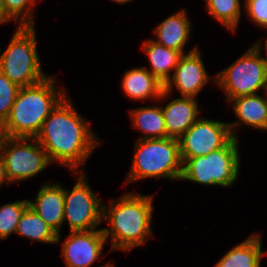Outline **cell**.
Instances as JSON below:
<instances>
[{"label": "cell", "mask_w": 267, "mask_h": 267, "mask_svg": "<svg viewBox=\"0 0 267 267\" xmlns=\"http://www.w3.org/2000/svg\"><path fill=\"white\" fill-rule=\"evenodd\" d=\"M197 98L177 97L162 106L167 137L180 138L200 117Z\"/></svg>", "instance_id": "obj_16"}, {"label": "cell", "mask_w": 267, "mask_h": 267, "mask_svg": "<svg viewBox=\"0 0 267 267\" xmlns=\"http://www.w3.org/2000/svg\"><path fill=\"white\" fill-rule=\"evenodd\" d=\"M191 24V19H189L185 9H181L162 20L152 30L156 37L153 40L167 48L181 52L183 55L194 52L198 49V45L188 52L185 51V45L189 42L192 33Z\"/></svg>", "instance_id": "obj_15"}, {"label": "cell", "mask_w": 267, "mask_h": 267, "mask_svg": "<svg viewBox=\"0 0 267 267\" xmlns=\"http://www.w3.org/2000/svg\"><path fill=\"white\" fill-rule=\"evenodd\" d=\"M233 138L228 122L200 118L180 137L181 158L207 155L223 148Z\"/></svg>", "instance_id": "obj_10"}, {"label": "cell", "mask_w": 267, "mask_h": 267, "mask_svg": "<svg viewBox=\"0 0 267 267\" xmlns=\"http://www.w3.org/2000/svg\"><path fill=\"white\" fill-rule=\"evenodd\" d=\"M209 15L215 18L224 28L236 33L242 12L241 0H205Z\"/></svg>", "instance_id": "obj_22"}, {"label": "cell", "mask_w": 267, "mask_h": 267, "mask_svg": "<svg viewBox=\"0 0 267 267\" xmlns=\"http://www.w3.org/2000/svg\"><path fill=\"white\" fill-rule=\"evenodd\" d=\"M10 184V182L7 179L6 176V170H5V164H4V160L0 154V187L4 184Z\"/></svg>", "instance_id": "obj_28"}, {"label": "cell", "mask_w": 267, "mask_h": 267, "mask_svg": "<svg viewBox=\"0 0 267 267\" xmlns=\"http://www.w3.org/2000/svg\"><path fill=\"white\" fill-rule=\"evenodd\" d=\"M264 30H267V29H264ZM266 40H265V42H264V44L262 45V41L261 40H258L256 43L254 42V44H253V46L254 47H256L257 49H261L262 47H264L265 49V51H264V53H265V56H263L265 59H266V61H267V37L265 38Z\"/></svg>", "instance_id": "obj_29"}, {"label": "cell", "mask_w": 267, "mask_h": 267, "mask_svg": "<svg viewBox=\"0 0 267 267\" xmlns=\"http://www.w3.org/2000/svg\"><path fill=\"white\" fill-rule=\"evenodd\" d=\"M16 234L31 241L50 245L57 243L58 235L30 206L23 212Z\"/></svg>", "instance_id": "obj_21"}, {"label": "cell", "mask_w": 267, "mask_h": 267, "mask_svg": "<svg viewBox=\"0 0 267 267\" xmlns=\"http://www.w3.org/2000/svg\"><path fill=\"white\" fill-rule=\"evenodd\" d=\"M244 9L255 26L267 29V0H244Z\"/></svg>", "instance_id": "obj_26"}, {"label": "cell", "mask_w": 267, "mask_h": 267, "mask_svg": "<svg viewBox=\"0 0 267 267\" xmlns=\"http://www.w3.org/2000/svg\"><path fill=\"white\" fill-rule=\"evenodd\" d=\"M106 242L102 228L70 232L61 247L66 267H91L102 255Z\"/></svg>", "instance_id": "obj_12"}, {"label": "cell", "mask_w": 267, "mask_h": 267, "mask_svg": "<svg viewBox=\"0 0 267 267\" xmlns=\"http://www.w3.org/2000/svg\"><path fill=\"white\" fill-rule=\"evenodd\" d=\"M264 256H267V250H265V251L263 250V257Z\"/></svg>", "instance_id": "obj_33"}, {"label": "cell", "mask_w": 267, "mask_h": 267, "mask_svg": "<svg viewBox=\"0 0 267 267\" xmlns=\"http://www.w3.org/2000/svg\"><path fill=\"white\" fill-rule=\"evenodd\" d=\"M99 267H115V263H111L110 261L102 266Z\"/></svg>", "instance_id": "obj_32"}, {"label": "cell", "mask_w": 267, "mask_h": 267, "mask_svg": "<svg viewBox=\"0 0 267 267\" xmlns=\"http://www.w3.org/2000/svg\"><path fill=\"white\" fill-rule=\"evenodd\" d=\"M39 0H4L7 15L18 27H35V6Z\"/></svg>", "instance_id": "obj_24"}, {"label": "cell", "mask_w": 267, "mask_h": 267, "mask_svg": "<svg viewBox=\"0 0 267 267\" xmlns=\"http://www.w3.org/2000/svg\"><path fill=\"white\" fill-rule=\"evenodd\" d=\"M69 97L67 95L45 119L35 139L51 163H58L72 173L85 172L86 161L102 141Z\"/></svg>", "instance_id": "obj_1"}, {"label": "cell", "mask_w": 267, "mask_h": 267, "mask_svg": "<svg viewBox=\"0 0 267 267\" xmlns=\"http://www.w3.org/2000/svg\"><path fill=\"white\" fill-rule=\"evenodd\" d=\"M262 258L261 233H254L228 250L214 267H261Z\"/></svg>", "instance_id": "obj_19"}, {"label": "cell", "mask_w": 267, "mask_h": 267, "mask_svg": "<svg viewBox=\"0 0 267 267\" xmlns=\"http://www.w3.org/2000/svg\"><path fill=\"white\" fill-rule=\"evenodd\" d=\"M29 206L58 234L60 244V228L64 224V187L58 182H47L38 190L36 197L29 200Z\"/></svg>", "instance_id": "obj_13"}, {"label": "cell", "mask_w": 267, "mask_h": 267, "mask_svg": "<svg viewBox=\"0 0 267 267\" xmlns=\"http://www.w3.org/2000/svg\"><path fill=\"white\" fill-rule=\"evenodd\" d=\"M113 1L114 3H118V4H125L134 0H110Z\"/></svg>", "instance_id": "obj_31"}, {"label": "cell", "mask_w": 267, "mask_h": 267, "mask_svg": "<svg viewBox=\"0 0 267 267\" xmlns=\"http://www.w3.org/2000/svg\"><path fill=\"white\" fill-rule=\"evenodd\" d=\"M262 94L239 96L227 103L232 104V111L237 117V121L228 122L234 138L239 139L236 131L242 125L267 131V94Z\"/></svg>", "instance_id": "obj_14"}, {"label": "cell", "mask_w": 267, "mask_h": 267, "mask_svg": "<svg viewBox=\"0 0 267 267\" xmlns=\"http://www.w3.org/2000/svg\"><path fill=\"white\" fill-rule=\"evenodd\" d=\"M153 196L134 191L111 199L108 205L103 203L102 219H107L109 227L102 228V232L106 240L111 241L109 251L130 252L154 237L151 227Z\"/></svg>", "instance_id": "obj_2"}, {"label": "cell", "mask_w": 267, "mask_h": 267, "mask_svg": "<svg viewBox=\"0 0 267 267\" xmlns=\"http://www.w3.org/2000/svg\"><path fill=\"white\" fill-rule=\"evenodd\" d=\"M0 154L10 184L28 180L52 164L35 138L5 137Z\"/></svg>", "instance_id": "obj_9"}, {"label": "cell", "mask_w": 267, "mask_h": 267, "mask_svg": "<svg viewBox=\"0 0 267 267\" xmlns=\"http://www.w3.org/2000/svg\"><path fill=\"white\" fill-rule=\"evenodd\" d=\"M28 206L29 201L27 199L0 206V240L15 234L18 222Z\"/></svg>", "instance_id": "obj_23"}, {"label": "cell", "mask_w": 267, "mask_h": 267, "mask_svg": "<svg viewBox=\"0 0 267 267\" xmlns=\"http://www.w3.org/2000/svg\"><path fill=\"white\" fill-rule=\"evenodd\" d=\"M239 139L232 138L223 148L207 155L181 158L180 180L206 186L231 187L239 177L241 155Z\"/></svg>", "instance_id": "obj_5"}, {"label": "cell", "mask_w": 267, "mask_h": 267, "mask_svg": "<svg viewBox=\"0 0 267 267\" xmlns=\"http://www.w3.org/2000/svg\"><path fill=\"white\" fill-rule=\"evenodd\" d=\"M56 77L48 75L31 86L20 87L9 116L3 123L6 137L35 138L43 122L68 95L55 84Z\"/></svg>", "instance_id": "obj_3"}, {"label": "cell", "mask_w": 267, "mask_h": 267, "mask_svg": "<svg viewBox=\"0 0 267 267\" xmlns=\"http://www.w3.org/2000/svg\"><path fill=\"white\" fill-rule=\"evenodd\" d=\"M13 21L6 12L4 0H0V25Z\"/></svg>", "instance_id": "obj_27"}, {"label": "cell", "mask_w": 267, "mask_h": 267, "mask_svg": "<svg viewBox=\"0 0 267 267\" xmlns=\"http://www.w3.org/2000/svg\"><path fill=\"white\" fill-rule=\"evenodd\" d=\"M5 133H4V127H3V123L0 121V150L3 144V141L5 139Z\"/></svg>", "instance_id": "obj_30"}, {"label": "cell", "mask_w": 267, "mask_h": 267, "mask_svg": "<svg viewBox=\"0 0 267 267\" xmlns=\"http://www.w3.org/2000/svg\"><path fill=\"white\" fill-rule=\"evenodd\" d=\"M141 46V49L149 58L150 69L147 67L146 69L165 85L172 77L183 54L157 43L152 38L146 39Z\"/></svg>", "instance_id": "obj_18"}, {"label": "cell", "mask_w": 267, "mask_h": 267, "mask_svg": "<svg viewBox=\"0 0 267 267\" xmlns=\"http://www.w3.org/2000/svg\"><path fill=\"white\" fill-rule=\"evenodd\" d=\"M121 88L126 97L133 101L155 100L159 102L164 84L146 66L128 69L121 77Z\"/></svg>", "instance_id": "obj_17"}, {"label": "cell", "mask_w": 267, "mask_h": 267, "mask_svg": "<svg viewBox=\"0 0 267 267\" xmlns=\"http://www.w3.org/2000/svg\"><path fill=\"white\" fill-rule=\"evenodd\" d=\"M212 79L213 84H216V75H213L212 78L210 77L198 48L196 51L184 54L180 58L172 77L164 85L159 101L169 98L172 92L175 91L173 90L175 87L181 97L197 98L201 90Z\"/></svg>", "instance_id": "obj_11"}, {"label": "cell", "mask_w": 267, "mask_h": 267, "mask_svg": "<svg viewBox=\"0 0 267 267\" xmlns=\"http://www.w3.org/2000/svg\"><path fill=\"white\" fill-rule=\"evenodd\" d=\"M35 27H18L5 51L0 48V71L19 87L31 86L47 77L37 50Z\"/></svg>", "instance_id": "obj_6"}, {"label": "cell", "mask_w": 267, "mask_h": 267, "mask_svg": "<svg viewBox=\"0 0 267 267\" xmlns=\"http://www.w3.org/2000/svg\"><path fill=\"white\" fill-rule=\"evenodd\" d=\"M262 50L253 45L232 64L216 73V84L226 96V103L239 96L266 92L267 61Z\"/></svg>", "instance_id": "obj_7"}, {"label": "cell", "mask_w": 267, "mask_h": 267, "mask_svg": "<svg viewBox=\"0 0 267 267\" xmlns=\"http://www.w3.org/2000/svg\"><path fill=\"white\" fill-rule=\"evenodd\" d=\"M19 89L20 87L17 84L11 82L0 71V121L2 123L8 118Z\"/></svg>", "instance_id": "obj_25"}, {"label": "cell", "mask_w": 267, "mask_h": 267, "mask_svg": "<svg viewBox=\"0 0 267 267\" xmlns=\"http://www.w3.org/2000/svg\"><path fill=\"white\" fill-rule=\"evenodd\" d=\"M132 126L144 134L137 139L167 138L161 105L141 106L129 111Z\"/></svg>", "instance_id": "obj_20"}, {"label": "cell", "mask_w": 267, "mask_h": 267, "mask_svg": "<svg viewBox=\"0 0 267 267\" xmlns=\"http://www.w3.org/2000/svg\"><path fill=\"white\" fill-rule=\"evenodd\" d=\"M78 175L73 189L64 188V219L70 232L98 229L103 222V202L94 193L87 181L85 172H73Z\"/></svg>", "instance_id": "obj_8"}, {"label": "cell", "mask_w": 267, "mask_h": 267, "mask_svg": "<svg viewBox=\"0 0 267 267\" xmlns=\"http://www.w3.org/2000/svg\"><path fill=\"white\" fill-rule=\"evenodd\" d=\"M134 156L124 184L147 178L180 180L182 160L176 138L136 139Z\"/></svg>", "instance_id": "obj_4"}]
</instances>
